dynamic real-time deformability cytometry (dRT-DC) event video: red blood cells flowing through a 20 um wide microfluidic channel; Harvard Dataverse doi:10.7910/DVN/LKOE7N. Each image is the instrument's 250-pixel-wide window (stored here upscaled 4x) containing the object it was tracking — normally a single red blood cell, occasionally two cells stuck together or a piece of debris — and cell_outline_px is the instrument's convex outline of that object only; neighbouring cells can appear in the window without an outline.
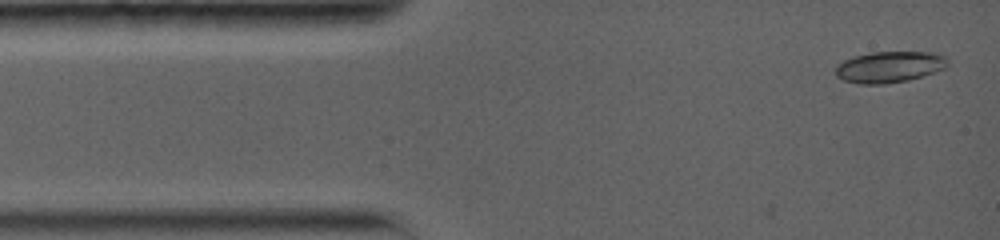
{"species": "common noctule bat (a hibernating species)", "species_latin": "Nyctalus noctula", "temperature_condition": "warm", "stored_images_in_passage": 6, "segment_of_instrument_passage": [1, 2], "camera_frame_rate_fps": 5000, "um_per_image_px": 0.085, "animal": {"sex": "female", "body_mass_g": 19.0, "forearm_length_mm": 56.7}, "frame": {"image": 1, "passage_image": 1, "time_ms": 0.0, "image_size_px": [1000, 240], "cell_outline_px": [[948, 64], [944, 68], [936, 72], [908, 80], [884, 84], [860, 84], [844, 80], [836, 76], [836, 64], [852, 56], [872, 52], [936, 52], [944, 56], [948, 60]], "centroid_in_image_um": [75.6, 5.68], "position_along_channel_um": 9.4, "area_um2": 20.52}}
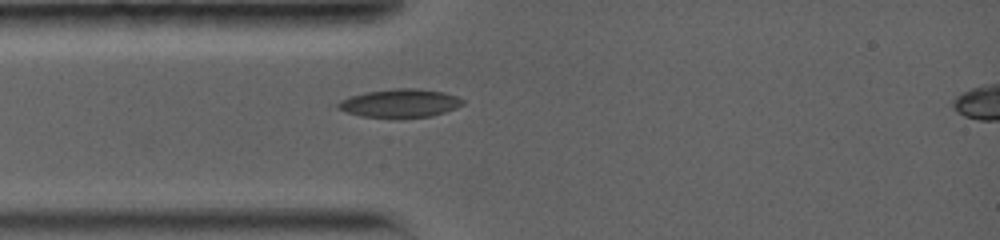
{"frame": {"image": 2, "passage_image": 5, "time_ms": 2.8, "image_size_px": [1000, 240], "cell_outline_px": [[464, 104], [456, 108], [432, 116], [400, 120], [396, 120], [360, 116], [336, 108], [336, 104], [340, 100], [364, 92], [396, 88], [416, 88], [444, 92], [456, 96], [464, 100]], "centroid_in_image_um": [33.99, 8.81], "position_along_channel_um": 51.0, "area_um2": 21.27}}